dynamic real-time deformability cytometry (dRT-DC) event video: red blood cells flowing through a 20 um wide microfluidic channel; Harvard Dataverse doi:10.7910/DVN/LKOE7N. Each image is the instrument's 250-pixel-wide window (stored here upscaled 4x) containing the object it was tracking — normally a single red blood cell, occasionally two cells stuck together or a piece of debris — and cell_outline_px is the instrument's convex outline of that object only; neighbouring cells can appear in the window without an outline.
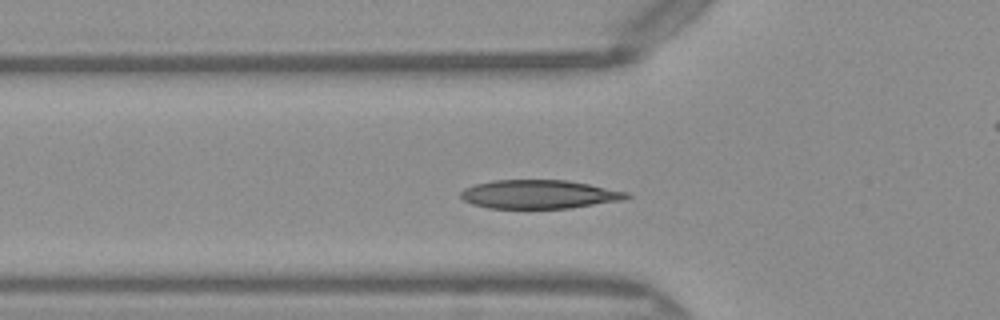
{"species": "Egyptian fruit bat (a non-hibernating species)", "species_latin": "Rousettus aegyptiacus", "temperature_condition": "warm", "stored_images_in_passage": 39, "camera_frame_rate_fps": 3000, "um_per_image_px": 0.085, "frame": {"image": 1, "passage_image": 10, "time_ms": 3.0, "image_size_px": [1000, 320], "cell_outline_px": [[632, 196], [624, 200], [572, 208], [488, 208], [472, 204], [464, 200], [460, 196], [460, 192], [464, 188], [476, 184], [492, 180], [564, 180], [588, 184], [628, 192]], "centroid_in_image_um": [45.83, 16.52], "position_along_channel_um": 80.0, "area_um2": 27.74}}
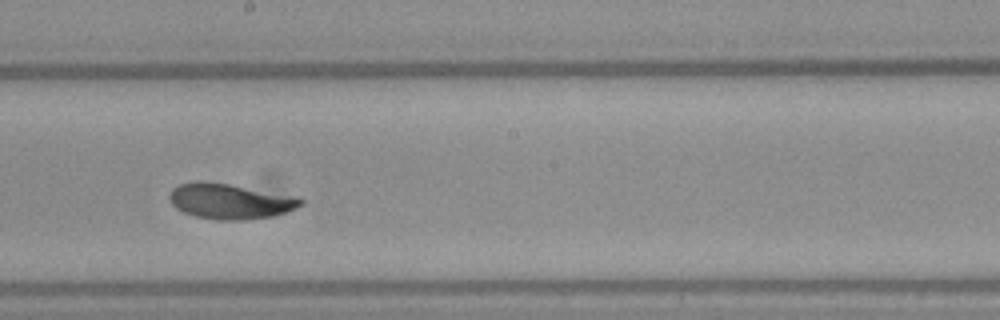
{"frame": {"image": 2, "passage_image": 21, "time_ms": 6.667, "image_size_px": [1000, 320], "cell_outline_px": [[304, 204], [296, 208], [272, 216], [244, 220], [216, 220], [196, 216], [184, 212], [176, 208], [172, 204], [168, 196], [172, 188], [180, 184], [196, 180], [200, 180], [228, 184], [304, 200]], "centroid_in_image_um": [19.44, 17.11], "position_along_channel_um": 228.8, "area_um2": 26.41}}
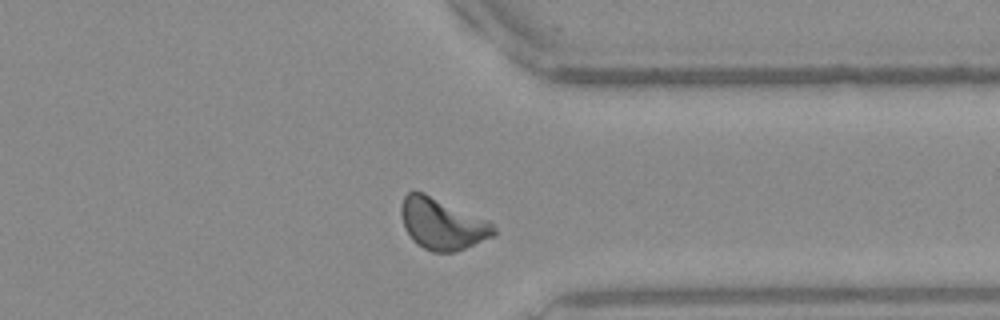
{"frame": {"image": 3, "passage_image": 32, "time_ms": 10.333, "image_size_px": [1000, 320], "cell_outline_px": [[496, 236], [464, 248], [452, 252], [432, 252], [416, 244], [412, 240], [404, 228], [400, 212], [400, 208], [404, 196], [408, 192], [424, 192], [488, 220], [496, 228]], "centroid_in_image_um": [37.58, 19.03], "position_along_channel_um": 373.8, "area_um2": 27.74}, "authors_computed_cell_mechanics": {"area_um2": 26.9348, "velocity_mm_per_s": 4.0433, "shape_relaxation_time_tau1_ms": 2.6506, "shape_relaxation_time_tau2_ms": 0.6856, "deformation_change_tau1": 0.142, "deformation_change_tau2": 0.053}}